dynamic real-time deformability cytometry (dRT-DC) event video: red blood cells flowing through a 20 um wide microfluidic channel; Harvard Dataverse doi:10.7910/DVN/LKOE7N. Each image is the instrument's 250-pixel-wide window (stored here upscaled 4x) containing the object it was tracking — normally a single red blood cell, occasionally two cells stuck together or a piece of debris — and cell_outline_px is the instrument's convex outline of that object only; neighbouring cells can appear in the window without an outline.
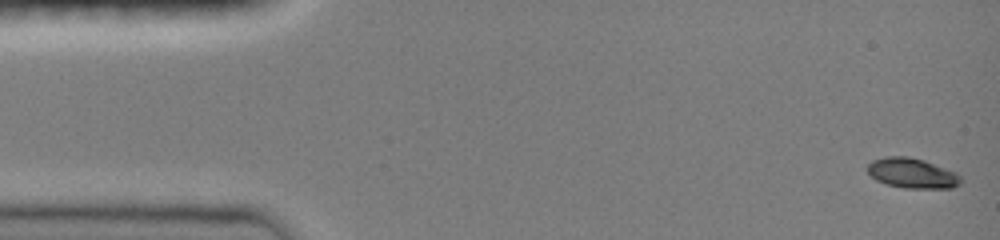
{"species": "common noctule bat (a hibernating species)", "species_latin": "Nyctalus noctula", "temperature_condition": "room temperature", "stored_images_in_passage": 11, "camera_frame_rate_fps": 3000, "um_per_image_px": 0.085, "animal": {"sex": "female", "body_mass_g": 19.0, "forearm_length_mm": 51.5}, "frame": {"image": 1, "passage_image": 1, "time_ms": 0.0, "image_size_px": [1000, 240], "cell_outline_px": [[960, 184], [952, 188], [904, 188], [888, 184], [876, 180], [868, 172], [868, 164], [872, 160], [884, 156], [908, 156], [924, 160], [952, 172], [960, 176]], "centroid_in_image_um": [77.49, 14.71], "position_along_channel_um": 7.5, "area_um2": 16.07}}
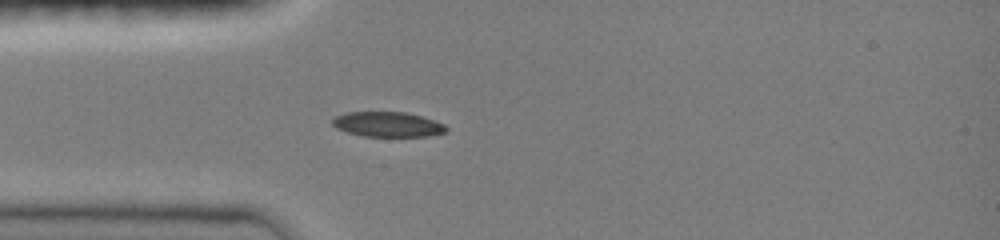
{"frame": {"image": 2, "passage_image": 11, "time_ms": 3.333, "image_size_px": [1000, 240], "cell_outline_px": [[448, 132], [428, 136], [364, 136], [348, 132], [336, 128], [332, 124], [332, 120], [336, 116], [344, 112], [404, 112], [420, 116], [444, 124], [448, 128]], "centroid_in_image_um": [32.95, 10.57], "position_along_channel_um": 52.0, "area_um2": 16.47}}